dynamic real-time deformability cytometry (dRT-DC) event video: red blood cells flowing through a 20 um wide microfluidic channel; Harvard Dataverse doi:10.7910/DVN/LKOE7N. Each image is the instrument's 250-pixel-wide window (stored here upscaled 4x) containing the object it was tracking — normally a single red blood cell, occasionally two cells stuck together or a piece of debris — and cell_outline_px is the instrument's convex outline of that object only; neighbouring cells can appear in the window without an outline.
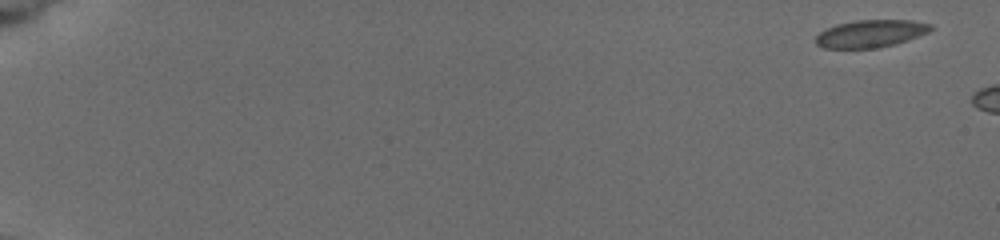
{"species": "common noctule bat (a hibernating species)", "species_latin": "Nyctalus noctula", "temperature_condition": "cold", "stored_images_in_passage": 4, "camera_frame_rate_fps": 3000, "um_per_image_px": 0.085, "animal": {"sex": "female", "body_mass_g": 19.5, "forearm_length_mm": 54.1}, "frame": {"image": 1, "passage_image": 1, "time_ms": 0.0, "image_size_px": [1000, 240], "cell_outline_px": [[932, 28], [928, 32], [892, 44], [876, 48], [824, 48], [816, 44], [816, 36], [820, 32], [836, 24], [856, 20], [912, 20], [932, 24]], "centroid_in_image_um": [73.97, 2.84], "position_along_channel_um": 11.0, "area_um2": 18.09}}